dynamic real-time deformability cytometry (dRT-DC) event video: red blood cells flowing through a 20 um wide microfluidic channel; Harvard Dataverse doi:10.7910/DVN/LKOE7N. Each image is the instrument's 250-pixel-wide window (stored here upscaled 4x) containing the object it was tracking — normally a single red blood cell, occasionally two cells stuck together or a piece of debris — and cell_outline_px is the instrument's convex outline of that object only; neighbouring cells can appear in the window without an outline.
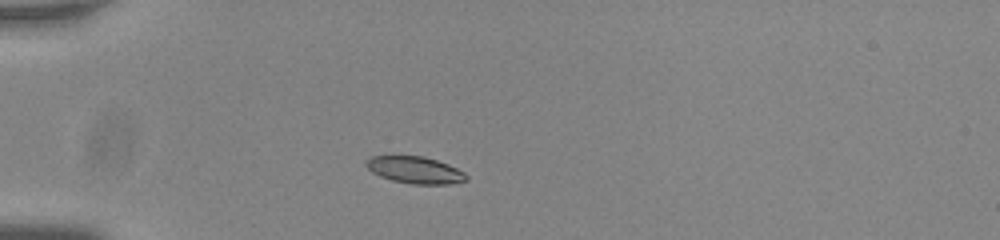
{"species": "common noctule bat (a hibernating species)", "species_latin": "Nyctalus noctula", "temperature_condition": "room temperature", "stored_images_in_passage": 40, "camera_frame_rate_fps": 3000, "um_per_image_px": 0.085, "animal": {"sex": "male", "body_mass_g": 20.0, "forearm_length_mm": 53.3}, "frame": {"image": 1, "passage_image": 1, "time_ms": 0.0, "image_size_px": [1000, 240], "cell_outline_px": [[468, 180], [448, 184], [412, 184], [392, 180], [380, 176], [372, 172], [364, 164], [364, 160], [372, 156], [424, 156], [448, 164], [464, 172], [468, 176]], "centroid_in_image_um": [35.26, 14.45], "position_along_channel_um": 49.7, "area_um2": 15.72}}
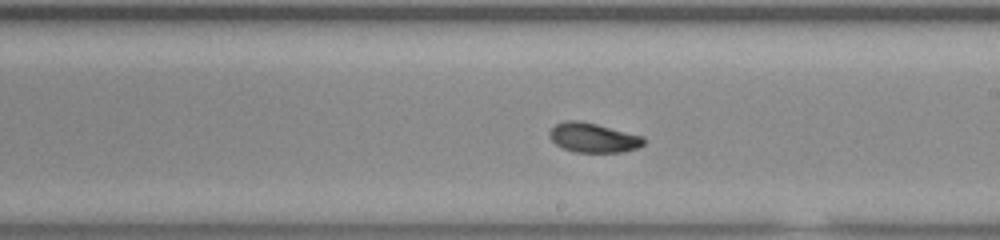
{"frame": {"image": 2, "passage_image": 18, "time_ms": 5.667, "image_size_px": [1000, 240], "cell_outline_px": [[644, 144], [636, 148], [624, 152], [576, 152], [564, 148], [556, 144], [548, 136], [548, 132], [556, 124], [564, 120], [580, 120], [644, 136]], "centroid_in_image_um": [50.41, 11.7], "position_along_channel_um": 238.6, "area_um2": 16.18}}
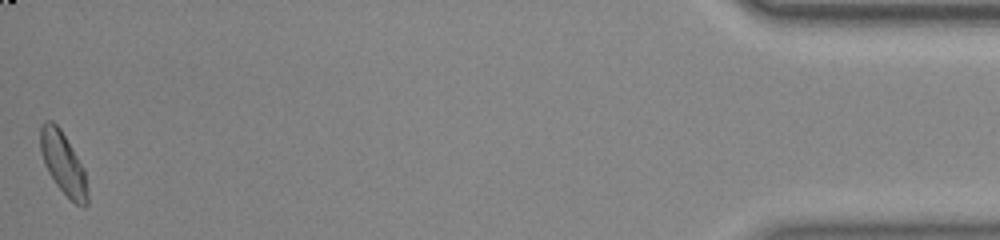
{"frame": {"image": 3, "passage_image": 40, "time_ms": 13.0, "image_size_px": [1000, 240], "cell_outline_px": [[88, 204], [84, 208], [76, 204], [56, 184], [48, 172], [44, 164], [40, 152], [40, 128], [44, 120], [52, 120], [60, 128], [84, 168], [88, 192]], "centroid_in_image_um": [5.36, 13.88], "position_along_channel_um": 429.8, "area_um2": 17.05}, "authors_computed_cell_mechanics": {"area_um2": 16.1262, "velocity_mm_per_s": 3.7406, "shape_relaxation_time_tau1_ms": 3.6672, "shape_relaxation_time_tau2_ms": 1.0548, "deformation_change_tau1": 0.1217, "deformation_change_tau2": 0.0491}}